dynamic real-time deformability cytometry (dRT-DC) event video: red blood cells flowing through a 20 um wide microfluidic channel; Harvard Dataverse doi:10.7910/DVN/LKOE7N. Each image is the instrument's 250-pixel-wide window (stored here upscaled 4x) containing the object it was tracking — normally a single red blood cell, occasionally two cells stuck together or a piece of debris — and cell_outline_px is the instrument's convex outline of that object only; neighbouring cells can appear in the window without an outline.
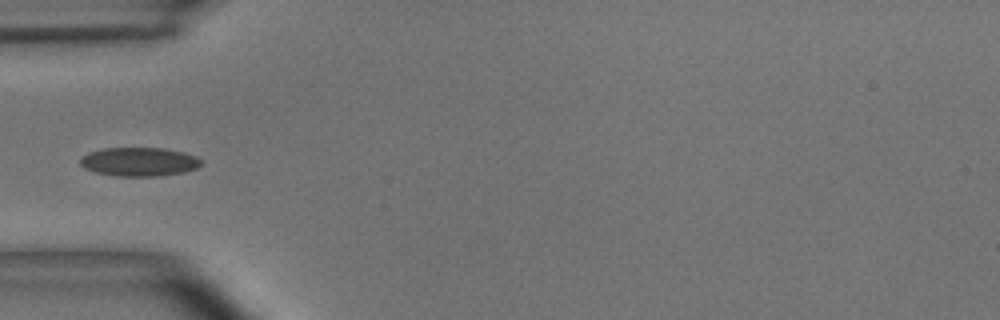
{"species": "common noctule bat (a hibernating species)", "species_latin": "Nyctalus noctula", "temperature_condition": "room temperature", "stored_images_in_passage": 13, "camera_frame_rate_fps": 3000, "um_per_image_px": 0.085, "animal": {"sex": "male", "body_mass_g": 15.6}, "frame": {"image": 1, "passage_image": 3, "time_ms": 0.667, "image_size_px": [1000, 320], "cell_outline_px": [[200, 164], [196, 168], [184, 172], [160, 176], [116, 176], [96, 172], [84, 168], [80, 164], [80, 156], [88, 152], [104, 148], [164, 148], [184, 152], [196, 156], [200, 160]], "centroid_in_image_um": [11.79, 13.75], "position_along_channel_um": 73.2, "area_um2": 20.35}}
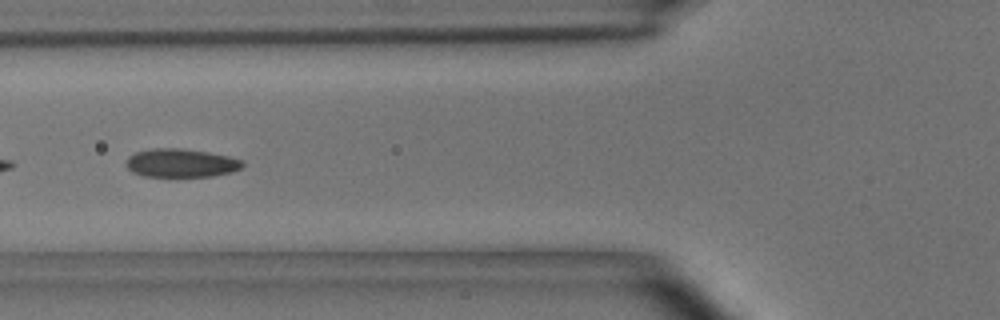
{"frame": {"image": 2, "passage_image": 4, "time_ms": 1.0, "image_size_px": [1000, 320], "cell_outline_px": [[244, 164], [240, 168], [232, 172], [212, 176], [168, 180], [144, 176], [132, 172], [124, 164], [128, 156], [136, 152], [152, 148], [180, 148], [208, 152], [228, 156], [244, 160]], "centroid_in_image_um": [15.35, 13.91], "position_along_channel_um": 110.5, "area_um2": 20.35}}
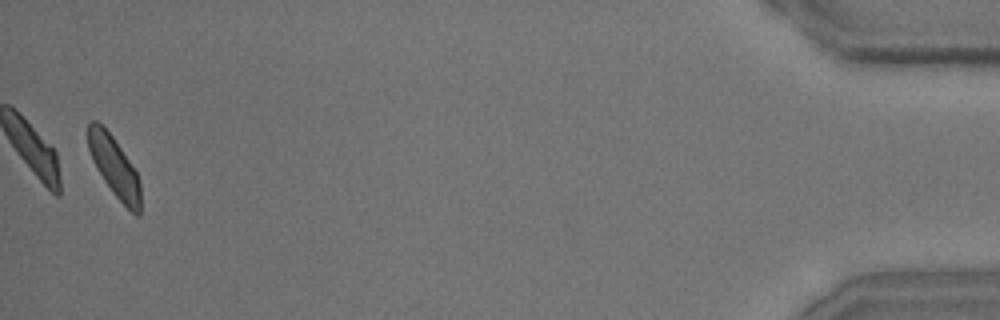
{"frame": {"image": 3, "passage_image": 13, "time_ms": 4.0, "image_size_px": [1000, 320], "cell_outline_px": [[140, 216], [136, 216], [112, 192], [96, 168], [92, 160], [88, 148], [88, 124], [92, 120], [96, 120], [112, 136], [136, 172], [140, 184]], "centroid_in_image_um": [9.7, 14.18], "position_along_channel_um": 425.5, "area_um2": 17.98}}